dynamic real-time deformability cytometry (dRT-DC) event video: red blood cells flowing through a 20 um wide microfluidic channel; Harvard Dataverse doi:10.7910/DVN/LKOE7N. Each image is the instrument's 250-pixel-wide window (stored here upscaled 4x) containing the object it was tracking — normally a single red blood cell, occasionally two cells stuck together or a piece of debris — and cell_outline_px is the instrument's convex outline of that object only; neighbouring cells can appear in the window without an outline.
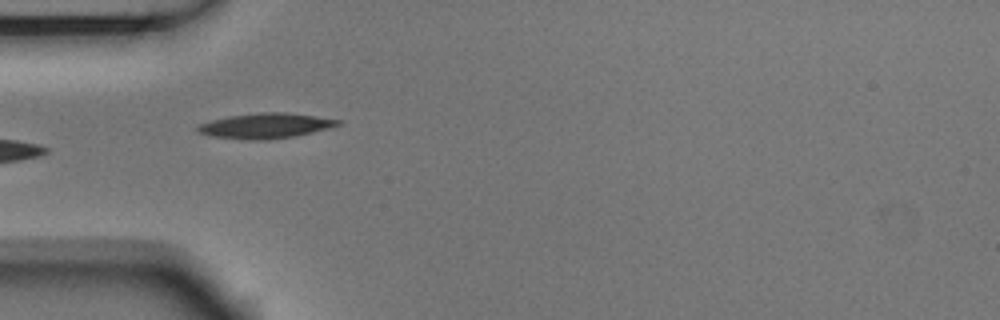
{"species": "Egyptian fruit bat (a non-hibernating species)", "species_latin": "Rousettus aegyptiacus", "temperature_condition": "room temperature", "stored_images_in_passage": 2, "camera_frame_rate_fps": 3000, "um_per_image_px": 0.085, "animal": {"sex": "male"}, "frame": {"image": 1, "passage_image": 1, "time_ms": 0.0, "image_size_px": [1000, 320], "cell_outline_px": [[344, 120], [340, 124], [328, 128], [312, 132], [292, 136], [264, 140], [248, 140], [212, 136], [196, 132], [196, 128], [200, 124], [212, 120], [228, 116], [260, 112], [284, 112]], "centroid_in_image_um": [22.55, 10.68], "position_along_channel_um": 62.5, "area_um2": 20.4}}
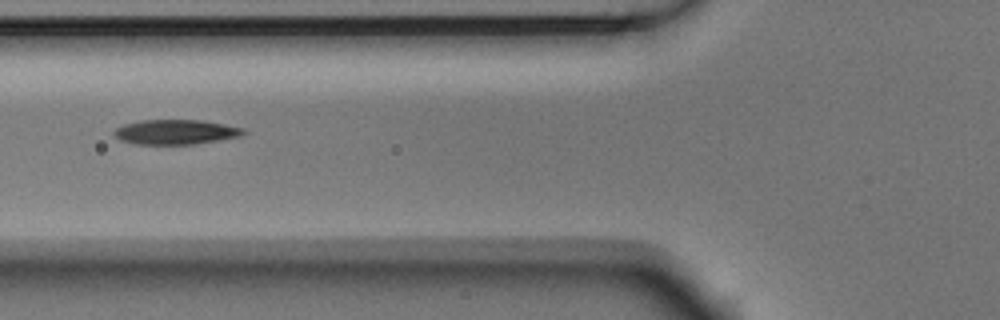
{"frame": {"image": 2, "passage_image": 2, "time_ms": 0.333, "image_size_px": [1000, 320], "cell_outline_px": [[248, 132], [240, 136], [220, 140], [192, 144], [136, 144], [120, 140], [112, 132], [116, 128], [124, 124], [140, 120], [204, 120], [244, 128]], "centroid_in_image_um": [14.95, 11.21], "position_along_channel_um": 110.9, "area_um2": 18.73}}